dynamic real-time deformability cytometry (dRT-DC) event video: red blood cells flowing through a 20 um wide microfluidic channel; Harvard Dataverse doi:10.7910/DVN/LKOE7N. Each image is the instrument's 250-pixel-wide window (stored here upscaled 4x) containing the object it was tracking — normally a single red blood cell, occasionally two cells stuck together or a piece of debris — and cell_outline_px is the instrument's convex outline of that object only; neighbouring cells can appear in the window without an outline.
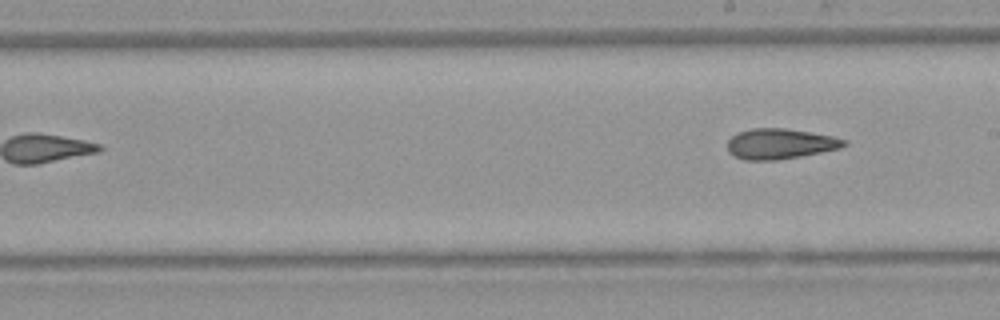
{"species": "Egyptian fruit bat (a non-hibernating species)", "species_latin": "Rousettus aegyptiacus", "temperature_condition": "warm", "stored_images_in_passage": 7, "camera_frame_rate_fps": 3000, "um_per_image_px": 0.085, "animal": {"sex": "female"}, "frame": {"image": 1, "passage_image": 7, "time_ms": 8.0, "image_size_px": [1000, 320], "cell_outline_px": [[848, 144], [840, 148], [800, 156], [776, 160], [744, 160], [728, 152], [728, 140], [736, 132], [752, 128], [784, 128], [832, 136], [848, 140]], "centroid_in_image_um": [66.29, 12.22], "position_along_channel_um": 222.7, "area_um2": 20.58}}